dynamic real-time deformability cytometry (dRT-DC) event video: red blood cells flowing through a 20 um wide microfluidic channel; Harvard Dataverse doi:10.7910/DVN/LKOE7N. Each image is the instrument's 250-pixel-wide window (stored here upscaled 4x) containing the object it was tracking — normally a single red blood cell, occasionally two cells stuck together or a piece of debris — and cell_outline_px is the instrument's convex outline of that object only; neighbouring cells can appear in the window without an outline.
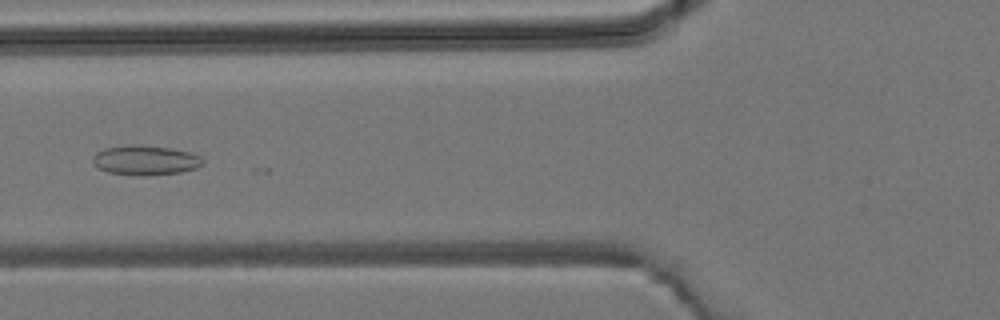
{"species": "common noctule bat (a hibernating species)", "species_latin": "Nyctalus noctula", "temperature_condition": "room temperature", "stored_images_in_passage": 31, "camera_frame_rate_fps": 3000, "um_per_image_px": 0.085, "animal": {"sex": "male", "body_mass_g": 19.2, "forearm_length_mm": 51.8}, "frame": {"image": 1, "passage_image": 10, "time_ms": 3.0, "image_size_px": [1000, 320], "cell_outline_px": [[204, 164], [196, 168], [180, 172], [132, 176], [108, 172], [92, 164], [92, 156], [96, 152], [104, 148], [128, 144], [136, 144], [172, 148], [188, 152], [200, 156], [204, 160]], "centroid_in_image_um": [12.32, 13.6], "position_along_channel_um": 113.5, "area_um2": 19.19}}
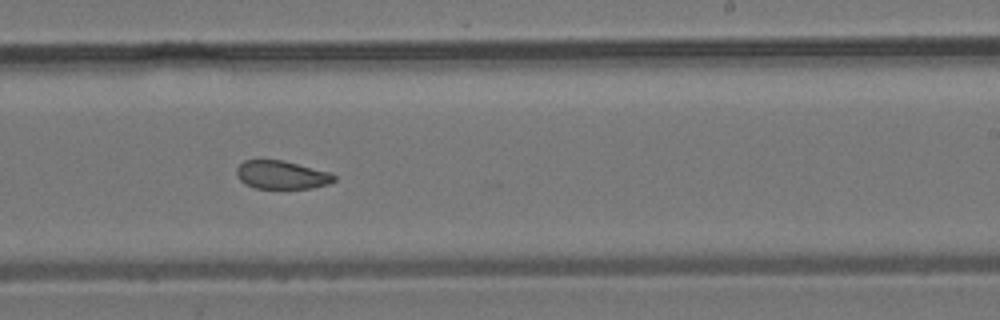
{"frame": {"image": 2, "passage_image": 20, "time_ms": 6.333, "image_size_px": [1000, 320], "cell_outline_px": [[336, 180], [328, 184], [312, 188], [256, 188], [244, 184], [236, 176], [236, 168], [244, 160], [284, 160], [332, 172], [336, 176]], "centroid_in_image_um": [23.96, 14.86], "position_along_channel_um": 265.0, "area_um2": 16.3}}
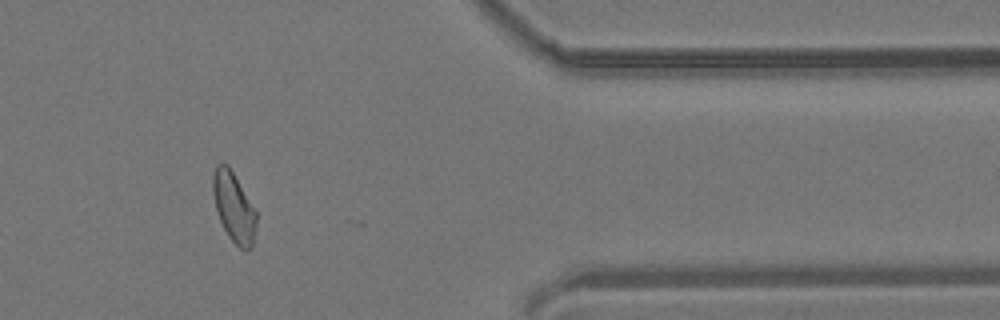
{"frame": {"image": 3, "passage_image": 30, "time_ms": 9.667, "image_size_px": [1000, 320], "cell_outline_px": [[256, 224], [252, 248], [240, 248], [228, 236], [220, 220], [216, 208], [212, 192], [212, 176], [216, 164], [228, 164], [256, 212]], "centroid_in_image_um": [19.85, 17.59], "position_along_channel_um": 391.5, "area_um2": 17.28}}